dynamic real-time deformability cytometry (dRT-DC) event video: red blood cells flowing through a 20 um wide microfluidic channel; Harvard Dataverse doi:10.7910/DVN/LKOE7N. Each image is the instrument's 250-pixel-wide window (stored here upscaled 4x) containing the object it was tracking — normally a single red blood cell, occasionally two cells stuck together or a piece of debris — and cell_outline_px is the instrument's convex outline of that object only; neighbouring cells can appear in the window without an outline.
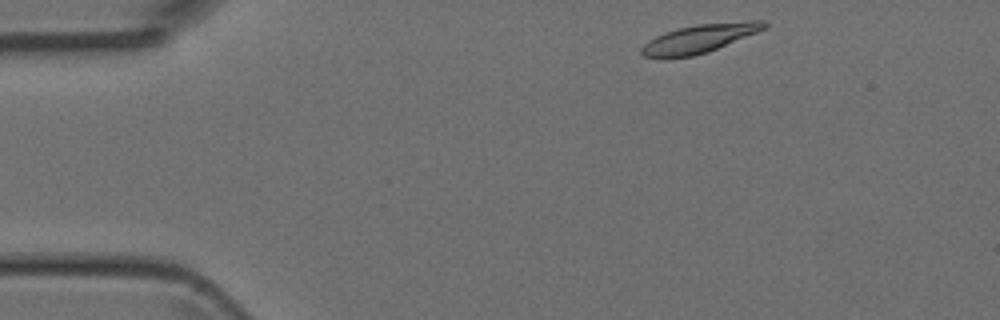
{"species": "Egyptian fruit bat (a non-hibernating species)", "species_latin": "Rousettus aegyptiacus", "temperature_condition": "room temperature", "stored_images_in_passage": 44, "camera_frame_rate_fps": 3000, "um_per_image_px": 0.085, "animal": {"sex": "female"}, "frame": {"image": 1, "passage_image": 2, "time_ms": 0.333, "image_size_px": [1000, 320], "cell_outline_px": [[768, 24], [764, 28], [756, 32], [708, 52], [692, 56], [644, 56], [640, 52], [640, 48], [648, 40], [664, 32], [696, 24], [748, 20], [764, 20]], "centroid_in_image_um": [59.47, 3.24], "position_along_channel_um": 25.5, "area_um2": 19.88}}
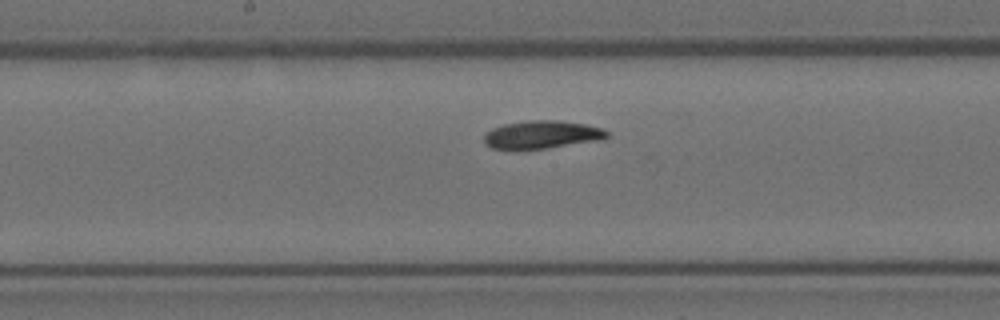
{"frame": {"image": 2, "passage_image": 20, "time_ms": 6.333, "image_size_px": [1000, 320], "cell_outline_px": [[608, 136], [604, 140], [548, 148], [492, 148], [484, 140], [484, 132], [492, 128], [504, 124], [528, 120], [560, 120], [584, 124], [604, 128], [608, 132]], "centroid_in_image_um": [46.13, 11.42], "position_along_channel_um": 202.1, "area_um2": 20.0}}
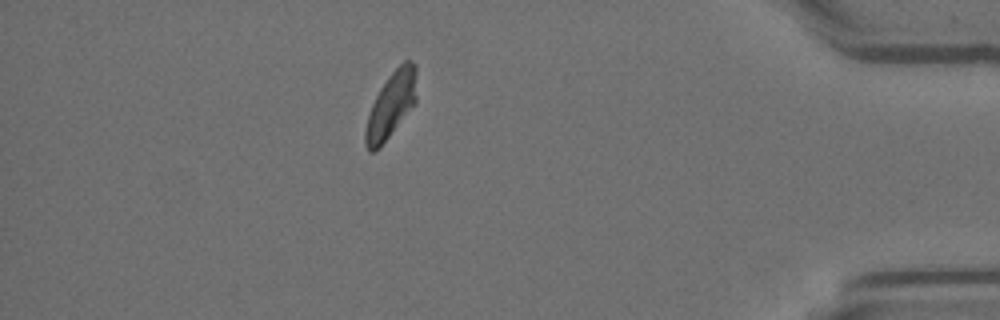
{"frame": {"image": 3, "passage_image": 38, "time_ms": 12.333, "image_size_px": [1000, 320], "cell_outline_px": [[416, 104], [380, 148], [372, 152], [368, 152], [364, 144], [364, 132], [368, 116], [372, 104], [380, 88], [388, 76], [404, 60], [412, 60], [416, 64]], "centroid_in_image_um": [33.25, 8.95], "position_along_channel_um": 402.0, "area_um2": 19.94}}